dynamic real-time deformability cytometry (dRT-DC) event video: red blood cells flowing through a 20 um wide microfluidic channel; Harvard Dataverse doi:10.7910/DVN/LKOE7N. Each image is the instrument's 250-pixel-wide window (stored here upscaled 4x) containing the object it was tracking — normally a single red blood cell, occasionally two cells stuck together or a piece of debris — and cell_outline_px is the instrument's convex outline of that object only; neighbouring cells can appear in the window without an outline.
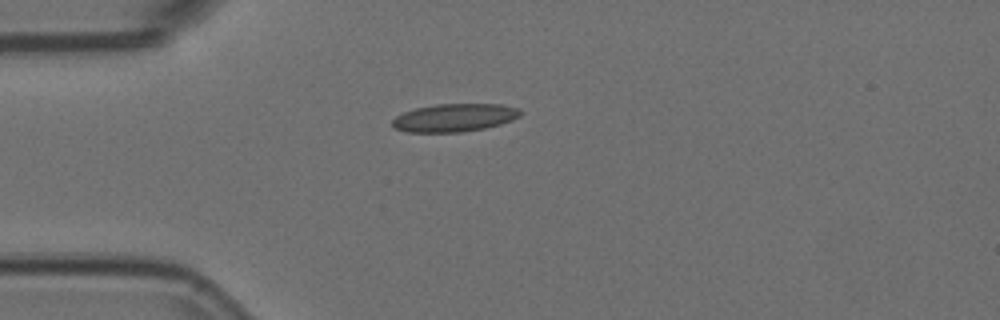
{"species": "Egyptian fruit bat (a non-hibernating species)", "species_latin": "Rousettus aegyptiacus", "temperature_condition": "room temperature", "stored_images_in_passage": 7, "camera_frame_rate_fps": 3000, "um_per_image_px": 0.085, "animal": {"sex": "female"}, "frame": {"image": 1, "passage_image": 1, "time_ms": 0.0, "image_size_px": [1000, 320], "cell_outline_px": [[524, 112], [520, 116], [512, 120], [500, 124], [484, 128], [460, 132], [408, 132], [396, 128], [392, 124], [392, 120], [396, 116], [404, 112], [416, 108], [436, 104], [500, 104], [520, 108]], "centroid_in_image_um": [38.67, 9.99], "position_along_channel_um": 46.3, "area_um2": 20.87}}
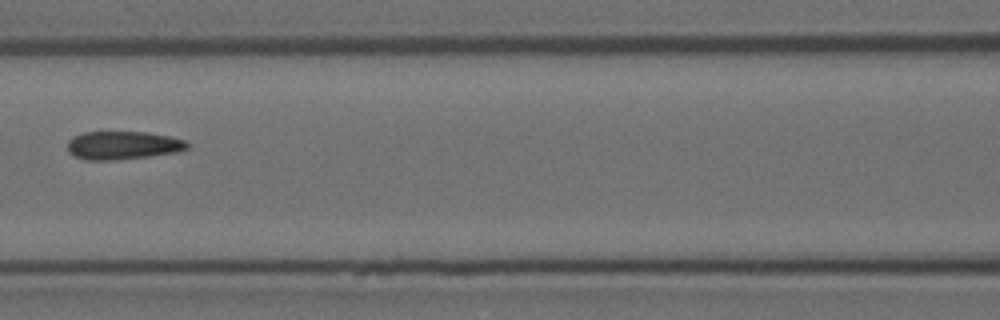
{"frame": {"image": 2, "passage_image": 4, "time_ms": 1.0, "image_size_px": [1000, 320], "cell_outline_px": [[188, 148], [176, 152], [148, 156], [116, 160], [88, 160], [76, 156], [68, 152], [68, 140], [72, 136], [84, 132], [148, 132], [168, 136], [184, 140], [188, 144]], "centroid_in_image_um": [10.41, 12.35], "position_along_channel_um": 156.2, "area_um2": 19.59}}
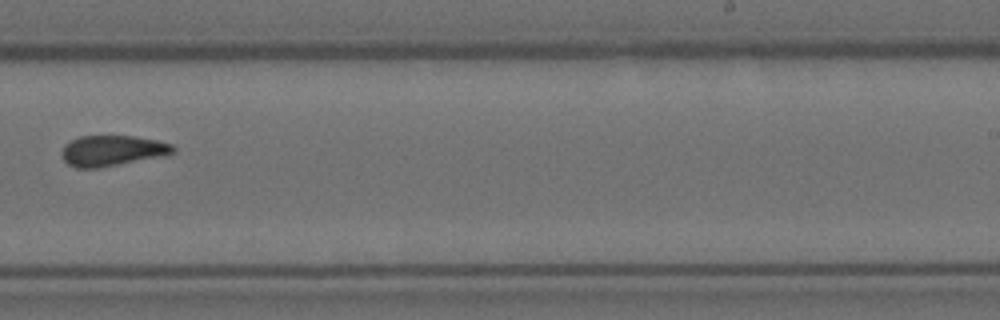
{"frame": {"image": 3, "passage_image": 7, "time_ms": 2.0, "image_size_px": [1000, 320], "cell_outline_px": [[176, 152], [164, 156], [100, 168], [76, 168], [68, 164], [64, 160], [64, 144], [80, 136], [132, 136], [156, 140], [172, 144], [176, 148]], "centroid_in_image_um": [9.59, 12.81], "position_along_channel_um": 279.4, "area_um2": 19.83}}